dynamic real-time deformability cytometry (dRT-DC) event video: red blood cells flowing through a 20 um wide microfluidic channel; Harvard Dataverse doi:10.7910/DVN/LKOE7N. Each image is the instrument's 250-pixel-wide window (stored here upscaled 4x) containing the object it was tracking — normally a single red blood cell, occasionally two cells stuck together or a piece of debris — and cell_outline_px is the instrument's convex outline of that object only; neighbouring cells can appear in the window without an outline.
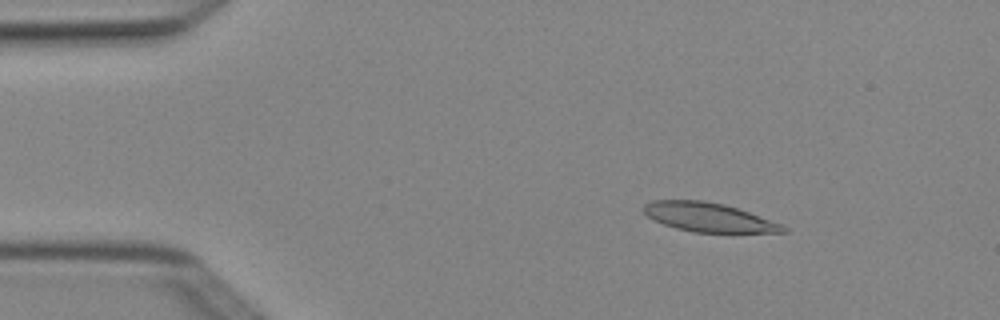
{"species": "Egyptian fruit bat (a non-hibernating species)", "species_latin": "Rousettus aegyptiacus", "temperature_condition": "cold", "stored_images_in_passage": 4, "camera_frame_rate_fps": 3000, "um_per_image_px": 0.085, "animal": {"sex": "female"}, "frame": {"image": 1, "passage_image": 2, "time_ms": 0.333, "image_size_px": [1000, 320], "cell_outline_px": [[788, 232], [692, 232], [676, 228], [664, 224], [648, 216], [640, 208], [644, 204], [652, 200], [704, 200], [724, 204], [748, 212], [780, 224], [788, 228]], "centroid_in_image_um": [60.18, 18.46], "position_along_channel_um": 24.8, "area_um2": 23.29}}
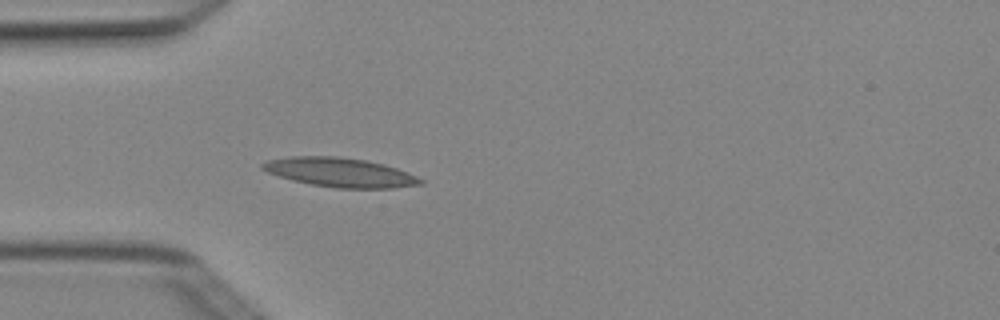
{"frame": {"image": 2, "passage_image": 4, "time_ms": 1.0, "image_size_px": [1000, 320], "cell_outline_px": [[424, 184], [392, 188], [336, 188], [312, 184], [292, 180], [268, 172], [260, 168], [260, 164], [268, 160], [288, 156], [340, 156], [364, 160], [384, 164], [396, 168], [416, 176], [424, 180]], "centroid_in_image_um": [28.9, 14.65], "position_along_channel_um": 56.1, "area_um2": 26.82}}